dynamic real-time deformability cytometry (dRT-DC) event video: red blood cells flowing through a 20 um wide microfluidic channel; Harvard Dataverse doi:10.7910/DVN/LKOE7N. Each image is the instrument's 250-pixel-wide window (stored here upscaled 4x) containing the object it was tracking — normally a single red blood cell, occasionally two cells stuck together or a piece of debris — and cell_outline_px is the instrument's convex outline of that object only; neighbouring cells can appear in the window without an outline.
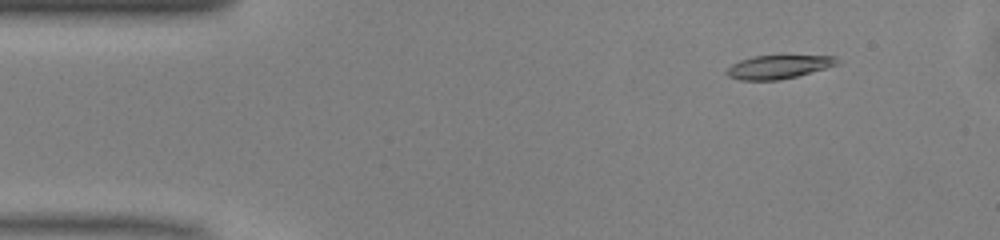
{"species": "common noctule bat (a hibernating species)", "species_latin": "Nyctalus noctula", "temperature_condition": "warm", "stored_images_in_passage": 51, "camera_frame_rate_fps": 3000, "um_per_image_px": 0.085, "animal": {"sex": "male", "body_mass_g": 13.0, "forearm_length_mm": 53.1}, "frame": {"image": 1, "passage_image": 6, "time_ms": 1.667, "image_size_px": [1000, 240], "cell_outline_px": [[840, 64], [796, 76], [780, 80], [740, 80], [728, 76], [724, 72], [732, 64], [740, 60], [756, 56], [836, 56]], "centroid_in_image_um": [66.15, 5.69], "position_along_channel_um": 18.8, "area_um2": 14.97}}
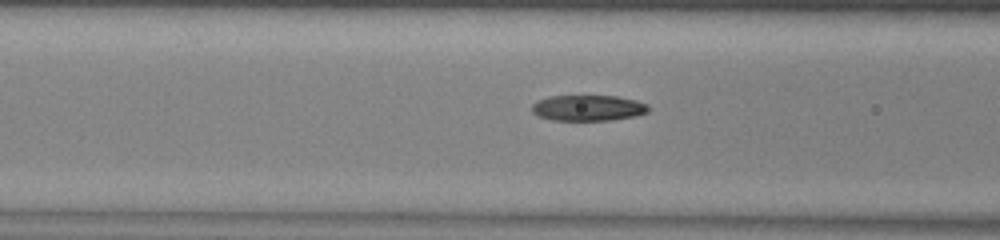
{"frame": {"image": 2, "passage_image": 20, "time_ms": 6.333, "image_size_px": [1000, 240], "cell_outline_px": [[648, 112], [636, 116], [612, 120], [552, 120], [540, 116], [532, 112], [532, 104], [536, 100], [548, 96], [616, 96], [636, 100], [648, 104]], "centroid_in_image_um": [49.99, 9.17], "position_along_channel_um": 116.6, "area_um2": 17.57}}
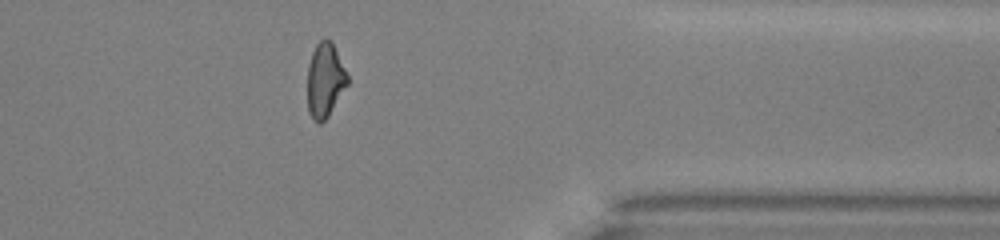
{"frame": {"image": 3, "passage_image": 41, "time_ms": 13.333, "image_size_px": [1000, 240], "cell_outline_px": [[348, 84], [328, 116], [320, 124], [316, 124], [312, 120], [308, 112], [308, 64], [312, 52], [316, 44], [320, 40], [332, 40], [348, 76]], "centroid_in_image_um": [27.62, 6.84], "position_along_channel_um": 383.8, "area_um2": 17.4}, "authors_computed_cell_mechanics": {"area_um2": 17.8602, "velocity_mm_per_s": 4.0943, "shape_relaxation_time_tau1_ms": 5.1994, "shape_relaxation_time_tau2_ms": 2.6874, "deformation_change_tau1": 0.1854, "deformation_change_tau2": 0.1047}}